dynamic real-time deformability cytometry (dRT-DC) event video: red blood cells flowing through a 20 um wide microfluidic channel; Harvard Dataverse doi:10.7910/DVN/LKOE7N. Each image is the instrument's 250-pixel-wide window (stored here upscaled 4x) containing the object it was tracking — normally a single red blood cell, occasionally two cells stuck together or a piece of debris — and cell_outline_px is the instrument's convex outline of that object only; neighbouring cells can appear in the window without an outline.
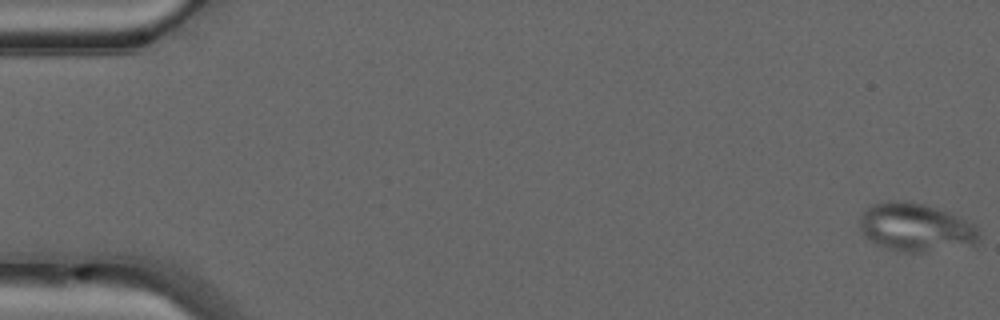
{"species": "common noctule bat (a hibernating species)", "species_latin": "Nyctalus noctula", "temperature_condition": "warm", "stored_images_in_passage": 49, "camera_frame_rate_fps": 3000, "um_per_image_px": 0.085, "animal": {"sex": "male", "forearm_length_mm": 52.5}, "frame": {"image": 1, "passage_image": 1, "time_ms": 0.0, "image_size_px": [1000, 320], "cell_outline_px": [[980, 240], [976, 248], [924, 252], [904, 252], [888, 248], [876, 244], [868, 240], [860, 232], [860, 216], [872, 204], [892, 200], [904, 200], [924, 204], [948, 212], [976, 224], [980, 232]], "centroid_in_image_um": [77.94, 19.36], "position_along_channel_um": 7.1, "area_um2": 34.56}}
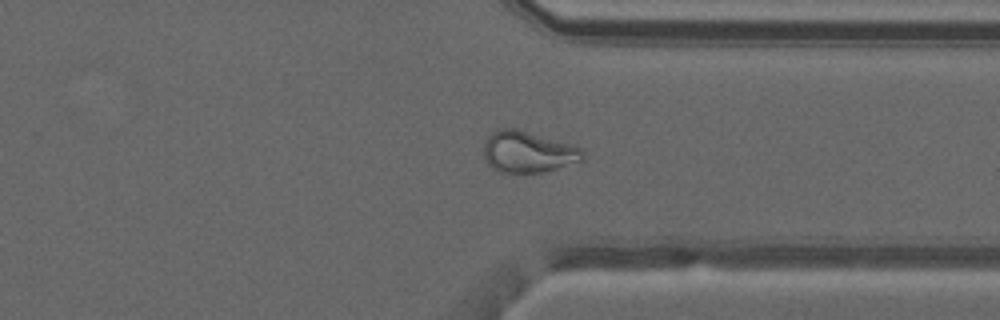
{"frame": {"image": 2, "passage_image": 38, "time_ms": 12.333, "image_size_px": [1000, 320], "cell_outline_px": [[584, 160], [544, 172], [496, 172], [488, 164], [484, 156], [484, 144], [488, 136], [496, 128], [516, 128], [572, 144], [584, 148]], "centroid_in_image_um": [44.89, 12.9], "position_along_channel_um": 366.5, "area_um2": 24.1}}
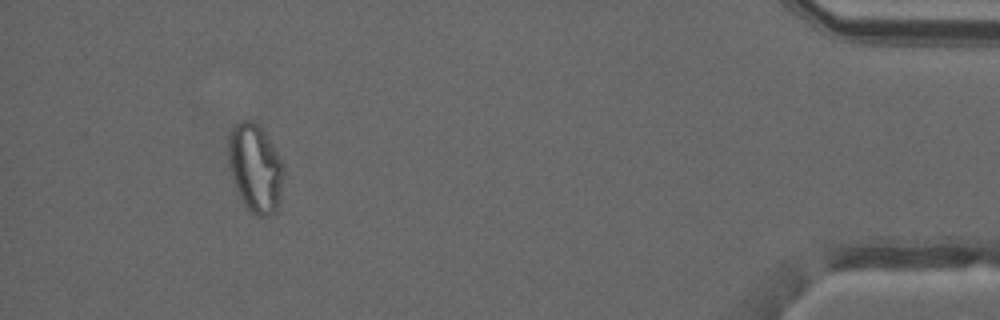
{"frame": {"image": 3, "passage_image": 46, "time_ms": 15.0, "image_size_px": [1000, 320], "cell_outline_px": [[284, 172], [276, 212], [268, 216], [256, 216], [244, 204], [236, 188], [228, 164], [228, 132], [240, 120], [256, 120], [280, 156], [284, 164]], "centroid_in_image_um": [21.69, 14.24], "position_along_channel_um": 413.5, "area_um2": 28.55}, "authors_computed_cell_mechanics": {"area_um2": 26.877, "velocity_mm_per_s": 4.1696, "shape_relaxation_time_tau1_ms": null, "shape_relaxation_time_tau2_ms": 1.5111, "deformation_change_tau1": null, "deformation_change_tau2": 0.071}}